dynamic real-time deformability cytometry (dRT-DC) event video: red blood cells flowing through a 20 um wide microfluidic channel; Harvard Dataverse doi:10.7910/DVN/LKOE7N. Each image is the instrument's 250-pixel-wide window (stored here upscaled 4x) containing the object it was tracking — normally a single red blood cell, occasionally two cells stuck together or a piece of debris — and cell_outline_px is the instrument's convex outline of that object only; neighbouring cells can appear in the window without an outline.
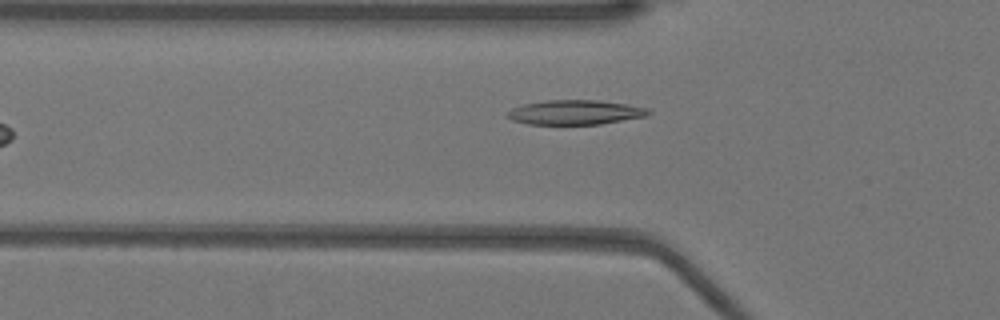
{"species": "Egyptian fruit bat (a non-hibernating species)", "species_latin": "Rousettus aegyptiacus", "temperature_condition": "warm", "stored_images_in_passage": 35, "camera_frame_rate_fps": 3000, "um_per_image_px": 0.085, "animal": {"sex": "female"}, "frame": {"image": 1, "passage_image": 3, "time_ms": 0.667, "image_size_px": [1000, 320], "cell_outline_px": [[652, 112], [644, 116], [600, 124], [528, 124], [512, 120], [504, 116], [512, 108], [524, 104], [548, 100], [600, 100], [628, 104], [648, 108]], "centroid_in_image_um": [48.87, 9.54], "position_along_channel_um": 76.9, "area_um2": 20.11}}
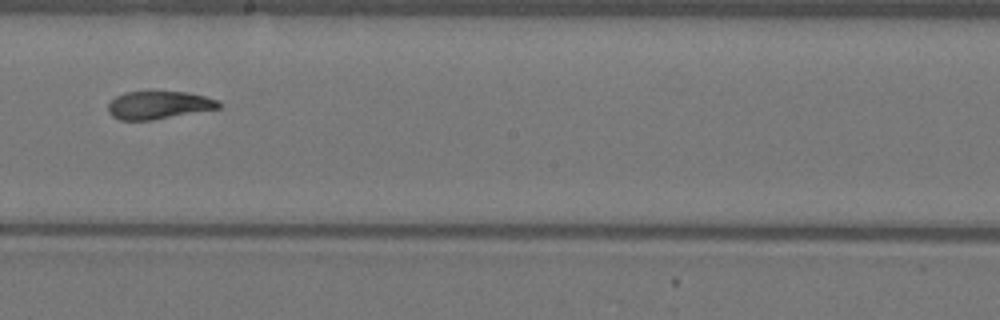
{"frame": {"image": 2, "passage_image": 15, "time_ms": 4.667, "image_size_px": [1000, 320], "cell_outline_px": [[220, 108], [152, 120], [120, 120], [112, 116], [108, 112], [108, 104], [116, 96], [124, 92], [188, 92], [220, 100]], "centroid_in_image_um": [13.49, 8.93], "position_along_channel_um": 234.7, "area_um2": 17.92}}
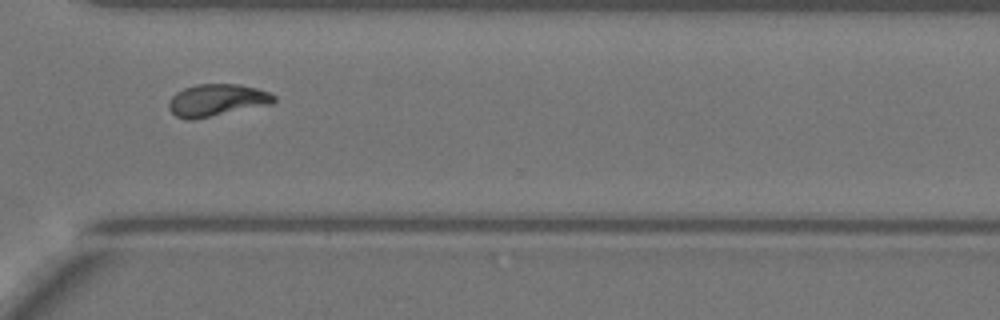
{"frame": {"image": 3, "passage_image": 24, "time_ms": 7.667, "image_size_px": [1000, 320], "cell_outline_px": [[276, 100], [272, 104], [192, 120], [184, 120], [176, 116], [168, 108], [168, 104], [172, 96], [176, 92], [184, 88], [196, 84], [236, 84], [256, 88], [268, 92], [276, 96]], "centroid_in_image_um": [18.41, 8.52], "position_along_channel_um": 352.2, "area_um2": 19.71}, "authors_computed_cell_mechanics": {"area_um2": 18.6116, "velocity_mm_per_s": 3.9221, "shape_relaxation_time_tau1_ms": 6.218, "shape_relaxation_time_tau2_ms": 1.7424, "deformation_change_tau1": 0.2156, "deformation_change_tau2": 0.0836}}